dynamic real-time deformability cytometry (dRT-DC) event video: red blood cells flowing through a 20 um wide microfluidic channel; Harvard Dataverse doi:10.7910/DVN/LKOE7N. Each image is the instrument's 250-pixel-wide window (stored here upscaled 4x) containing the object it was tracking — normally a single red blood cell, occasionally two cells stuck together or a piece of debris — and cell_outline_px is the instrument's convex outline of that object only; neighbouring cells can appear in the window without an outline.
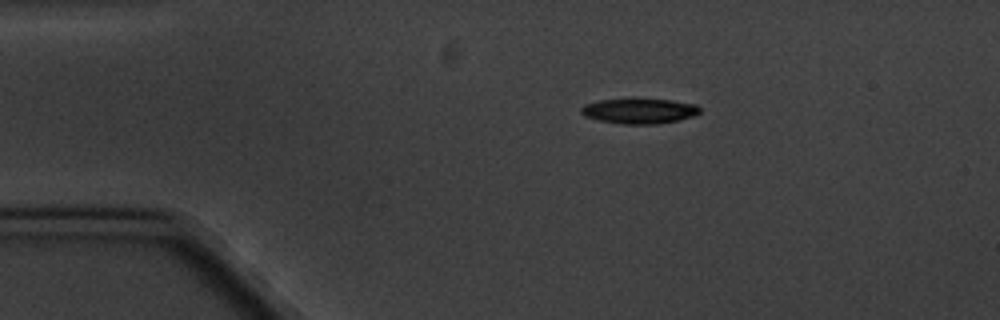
{"species": "common noctule bat (a hibernating species)", "species_latin": "Nyctalus noctula", "temperature_condition": "cold", "stored_images_in_passage": 7, "camera_frame_rate_fps": 3000, "um_per_image_px": 0.085, "animal": {"sex": "male", "body_mass_g": 20.1, "forearm_length_mm": 53.5}, "frame": {"image": 1, "passage_image": 3, "time_ms": 2.333, "image_size_px": [1000, 320], "cell_outline_px": [[700, 112], [692, 116], [676, 120], [656, 124], [624, 124], [600, 120], [584, 116], [580, 112], [580, 108], [584, 104], [600, 100], [672, 100], [696, 104], [700, 108]], "centroid_in_image_um": [54.32, 9.44], "position_along_channel_um": 30.7, "area_um2": 16.99}}
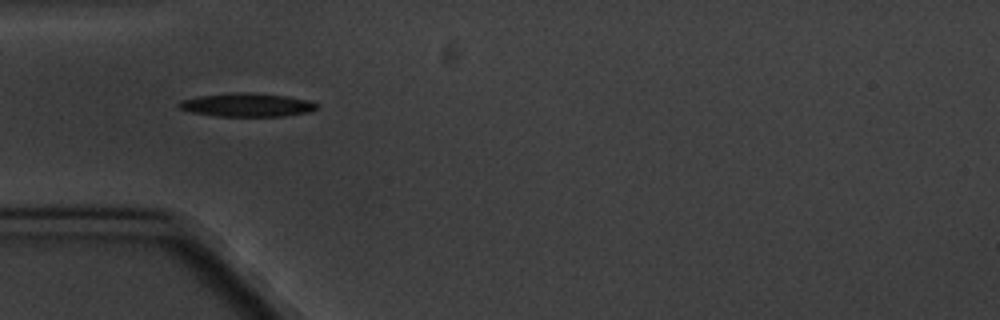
{"frame": {"image": 2, "passage_image": 5, "time_ms": 4.667, "image_size_px": [1000, 320], "cell_outline_px": [[316, 108], [312, 112], [284, 116], [216, 116], [192, 112], [180, 108], [176, 104], [180, 100], [200, 96], [236, 92], [248, 92], [288, 96], [308, 100], [316, 104]], "centroid_in_image_um": [20.99, 8.92], "position_along_channel_um": 64.0, "area_um2": 18.84}}